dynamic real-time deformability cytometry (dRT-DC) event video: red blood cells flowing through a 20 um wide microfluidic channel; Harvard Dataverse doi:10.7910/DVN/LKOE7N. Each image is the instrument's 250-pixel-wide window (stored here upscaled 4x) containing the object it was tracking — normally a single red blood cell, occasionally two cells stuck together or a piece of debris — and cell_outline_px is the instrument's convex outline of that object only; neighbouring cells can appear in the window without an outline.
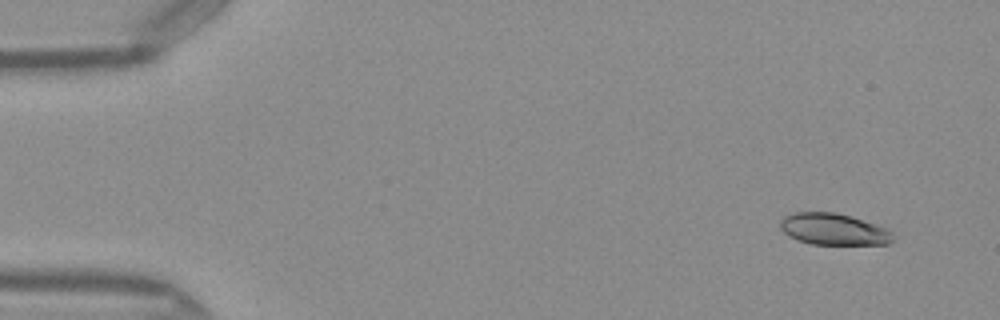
{"species": "Egyptian fruit bat (a non-hibernating species)", "species_latin": "Rousettus aegyptiacus", "temperature_condition": "warm", "stored_images_in_passage": 49, "camera_frame_rate_fps": 3000, "um_per_image_px": 0.085, "frame": {"image": 1, "passage_image": 3, "time_ms": 0.667, "image_size_px": [1000, 320], "cell_outline_px": [[892, 240], [888, 244], [812, 244], [796, 240], [788, 236], [780, 228], [780, 220], [784, 216], [796, 212], [836, 212], [884, 228], [892, 232]], "centroid_in_image_um": [70.77, 19.49], "position_along_channel_um": 14.2, "area_um2": 20.4}}
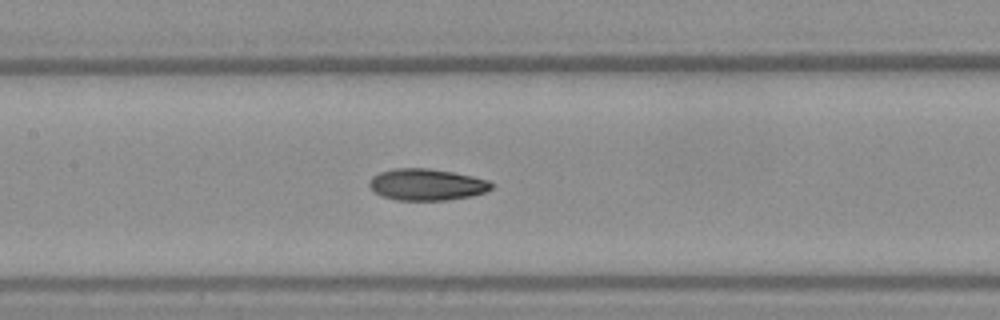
{"frame": {"image": 2, "passage_image": 23, "time_ms": 7.333, "image_size_px": [1000, 320], "cell_outline_px": [[492, 188], [484, 192], [472, 196], [448, 200], [396, 200], [384, 196], [376, 192], [368, 184], [372, 176], [380, 172], [392, 168], [428, 168], [452, 172], [472, 176], [488, 180], [492, 184]], "centroid_in_image_um": [36.27, 15.68], "position_along_channel_um": 171.1, "area_um2": 22.37}}
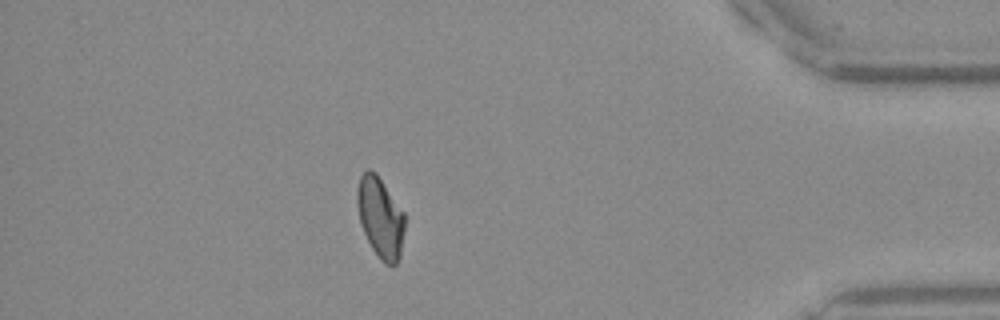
{"frame": {"image": 3, "passage_image": 43, "time_ms": 14.0, "image_size_px": [1000, 320], "cell_outline_px": [[404, 232], [400, 256], [396, 264], [392, 268], [384, 264], [380, 260], [372, 248], [360, 224], [356, 204], [356, 192], [360, 176], [368, 168], [376, 172], [404, 212]], "centroid_in_image_um": [32.32, 18.5], "position_along_channel_um": 402.9, "area_um2": 22.6}, "authors_computed_cell_mechanics": {"area_um2": 22.1374, "velocity_mm_per_s": 4.1132, "shape_relaxation_time_tau1_ms": 6.9579, "shape_relaxation_time_tau2_ms": 2.3216, "deformation_change_tau1": 0.1889, "deformation_change_tau2": 0.0792}}